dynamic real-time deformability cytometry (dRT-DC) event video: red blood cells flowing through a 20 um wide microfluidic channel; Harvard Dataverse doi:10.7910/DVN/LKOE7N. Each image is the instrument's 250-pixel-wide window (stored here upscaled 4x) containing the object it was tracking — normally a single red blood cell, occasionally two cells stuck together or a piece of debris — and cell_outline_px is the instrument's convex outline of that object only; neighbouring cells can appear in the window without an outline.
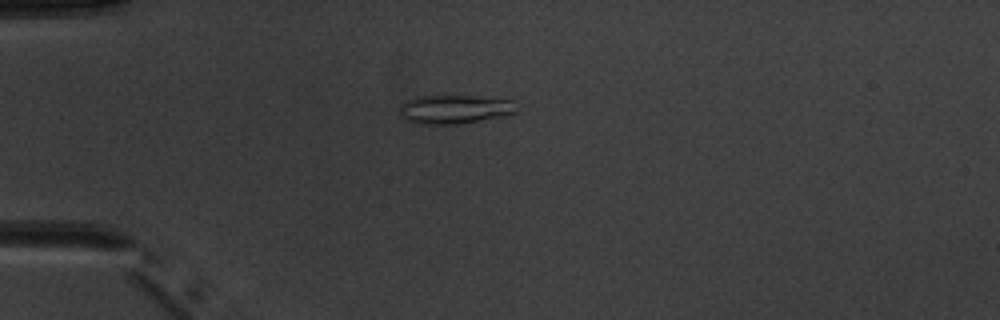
{"species": "common noctule bat (a hibernating species)", "species_latin": "Nyctalus noctula", "temperature_condition": "warm", "stored_images_in_passage": 5, "camera_frame_rate_fps": 3000, "um_per_image_px": 0.085, "animal": {"sex": "male", "body_mass_g": 20.1, "forearm_length_mm": 53.5}, "frame": {"image": 1, "passage_image": 5, "time_ms": 4.667, "image_size_px": [1000, 320], "cell_outline_px": [[516, 112], [500, 116], [460, 124], [412, 124], [400, 116], [400, 104], [404, 100], [416, 96], [476, 96], [516, 100]], "centroid_in_image_um": [38.59, 9.28], "position_along_channel_um": 46.4, "area_um2": 19.88}}